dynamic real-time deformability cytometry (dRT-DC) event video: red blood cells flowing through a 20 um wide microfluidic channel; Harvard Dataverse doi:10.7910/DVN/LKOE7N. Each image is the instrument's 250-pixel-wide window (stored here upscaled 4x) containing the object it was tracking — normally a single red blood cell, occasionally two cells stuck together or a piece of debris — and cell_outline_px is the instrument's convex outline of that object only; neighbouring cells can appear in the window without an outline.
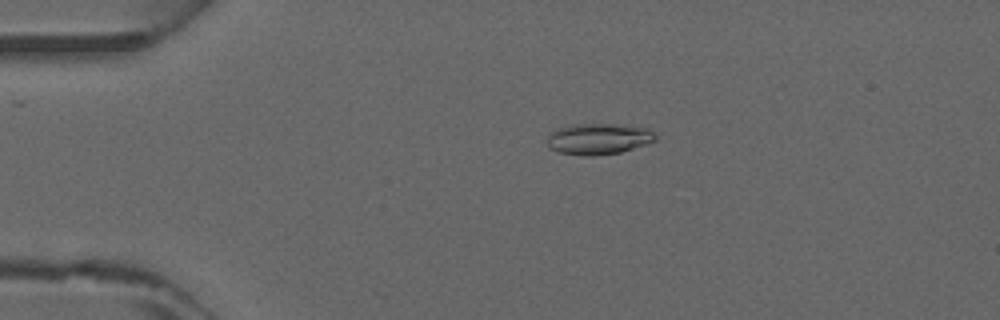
{"species": "common noctule bat (a hibernating species)", "species_latin": "Nyctalus noctula", "temperature_condition": "warm", "stored_images_in_passage": 4, "camera_frame_rate_fps": 3000, "um_per_image_px": 0.085, "animal": {"sex": "male", "forearm_length_mm": 52.5}, "frame": {"image": 1, "passage_image": 3, "time_ms": 0.667, "image_size_px": [1000, 320], "cell_outline_px": [[656, 140], [620, 152], [592, 156], [584, 156], [560, 152], [548, 148], [548, 132], [572, 124], [612, 124], [648, 128], [656, 136]], "centroid_in_image_um": [50.83, 11.8], "position_along_channel_um": 34.2, "area_um2": 19.42}}